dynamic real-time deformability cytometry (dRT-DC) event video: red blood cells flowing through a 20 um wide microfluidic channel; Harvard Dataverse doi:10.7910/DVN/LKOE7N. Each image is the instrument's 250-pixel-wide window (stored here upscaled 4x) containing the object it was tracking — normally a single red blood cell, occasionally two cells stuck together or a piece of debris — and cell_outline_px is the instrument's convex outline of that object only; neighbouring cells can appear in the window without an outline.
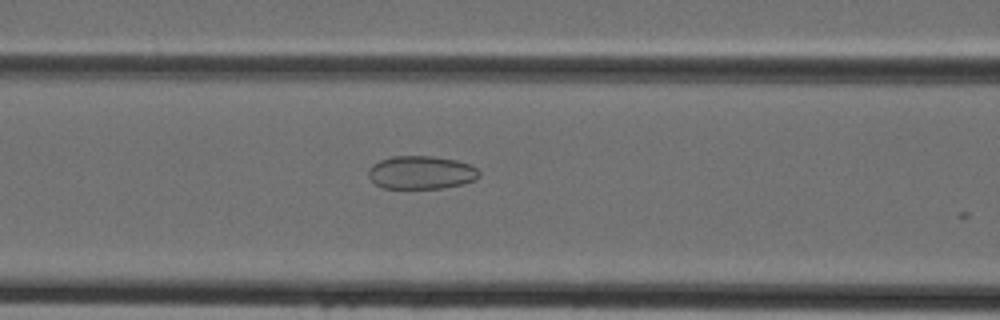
{"species": "Egyptian fruit bat (a non-hibernating species)", "species_latin": "Rousettus aegyptiacus", "temperature_condition": "cold", "stored_images_in_passage": 14, "camera_frame_rate_fps": 3000, "um_per_image_px": 0.085, "animal": {"sex": "female"}, "frame": {"image": 1, "passage_image": 11, "time_ms": 3.333, "image_size_px": [1000, 320], "cell_outline_px": [[480, 176], [476, 180], [444, 188], [384, 188], [376, 184], [368, 176], [368, 168], [372, 164], [380, 160], [392, 156], [432, 156], [456, 160], [468, 164], [476, 168], [480, 172]], "centroid_in_image_um": [35.79, 14.66], "position_along_channel_um": 130.8, "area_um2": 21.44}}
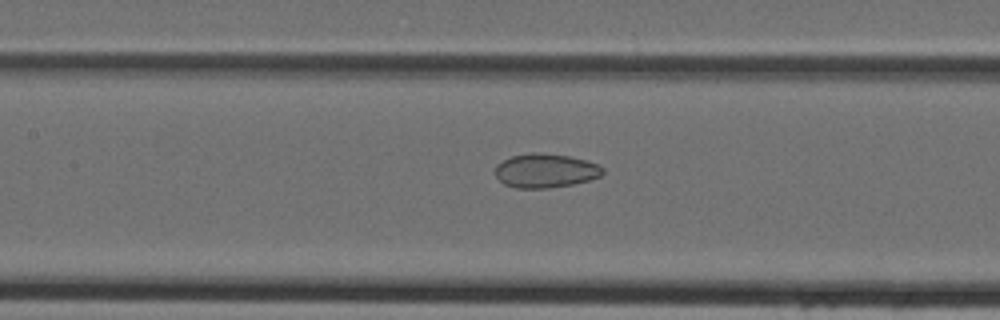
{"frame": {"image": 2, "passage_image": 13, "time_ms": 4.0, "image_size_px": [1000, 320], "cell_outline_px": [[604, 172], [600, 176], [588, 180], [572, 184], [548, 188], [516, 188], [504, 184], [496, 176], [496, 164], [512, 156], [532, 152], [568, 156], [584, 160], [596, 164], [604, 168]], "centroid_in_image_um": [46.35, 14.51], "position_along_channel_um": 161.1, "area_um2": 21.04}}